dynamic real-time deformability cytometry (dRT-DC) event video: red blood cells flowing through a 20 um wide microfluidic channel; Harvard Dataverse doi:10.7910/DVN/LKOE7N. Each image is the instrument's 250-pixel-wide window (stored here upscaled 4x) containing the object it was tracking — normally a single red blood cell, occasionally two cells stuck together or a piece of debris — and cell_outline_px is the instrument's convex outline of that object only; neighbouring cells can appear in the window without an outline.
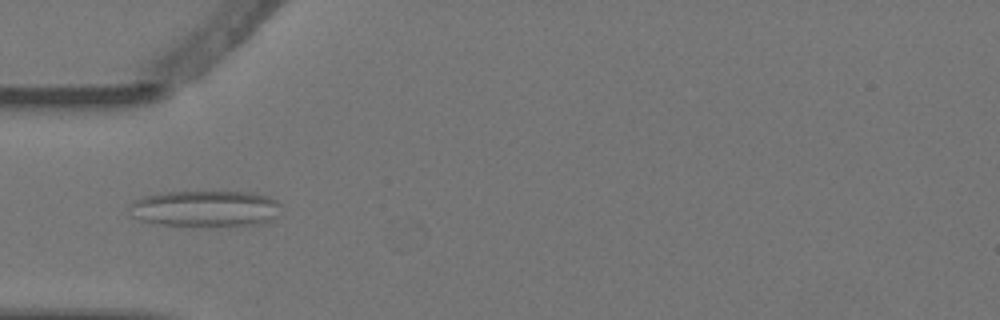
{"species": "Egyptian fruit bat (a non-hibernating species)", "species_latin": "Rousettus aegyptiacus", "temperature_condition": "warm", "stored_images_in_passage": 14, "camera_frame_rate_fps": 3000, "um_per_image_px": 0.085, "animal": {"sex": "female"}, "frame": {"image": 1, "passage_image": 4, "time_ms": 1.0, "image_size_px": [1000, 320], "cell_outline_px": [[280, 204], [276, 216], [272, 220], [264, 224], [156, 224], [132, 216], [128, 204], [144, 196], [168, 192], [248, 192], [268, 196], [276, 200]], "centroid_in_image_um": [17.46, 17.7], "position_along_channel_um": 67.5, "area_um2": 31.15}}
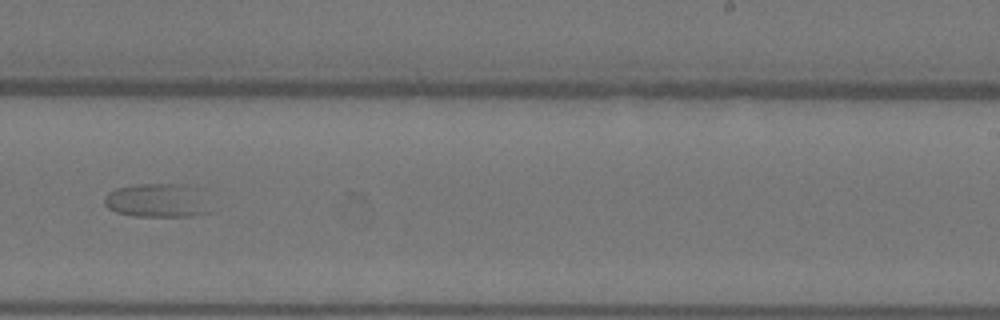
{"frame": {"image": 2, "passage_image": 9, "time_ms": 2.667, "image_size_px": [1000, 320], "cell_outline_px": [[208, 212], [192, 216], [136, 216], [116, 212], [108, 208], [104, 204], [104, 196], [108, 192], [116, 188], [136, 184], [188, 184]], "centroid_in_image_um": [13.16, 17.04], "position_along_channel_um": 275.8, "area_um2": 19.94}}
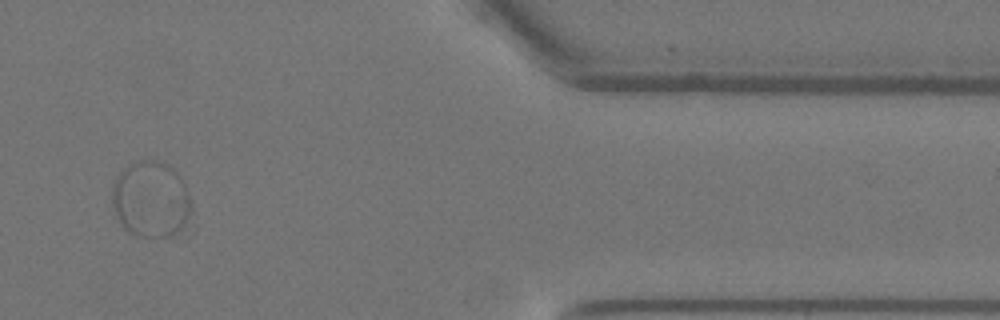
{"frame": {"image": 3, "passage_image": 13, "time_ms": 4.0, "image_size_px": [1000, 320], "cell_outline_px": [[188, 212], [184, 224], [176, 236], [136, 236], [128, 232], [120, 224], [112, 208], [112, 188], [116, 176], [128, 164], [136, 160], [156, 160], [168, 164], [172, 168], [184, 184], [188, 196]], "centroid_in_image_um": [12.74, 16.94], "position_along_channel_um": 398.7, "area_um2": 34.91}}